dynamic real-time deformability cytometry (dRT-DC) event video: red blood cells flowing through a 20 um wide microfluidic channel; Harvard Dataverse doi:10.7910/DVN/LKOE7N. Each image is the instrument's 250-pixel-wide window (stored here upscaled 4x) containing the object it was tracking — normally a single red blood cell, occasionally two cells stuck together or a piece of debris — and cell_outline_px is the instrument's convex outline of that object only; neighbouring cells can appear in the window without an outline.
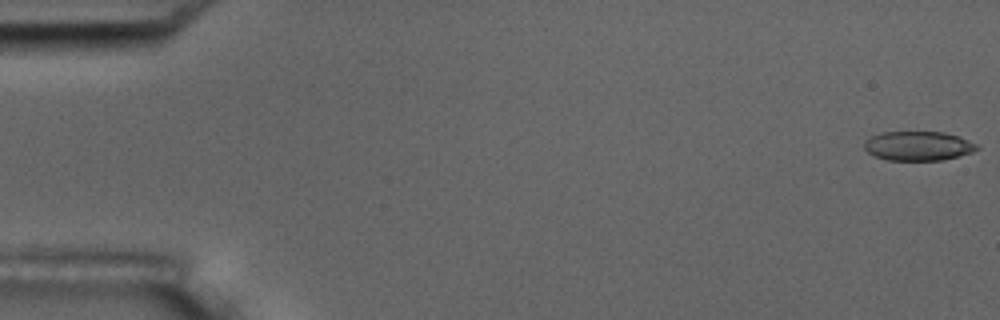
{"species": "common noctule bat (a hibernating species)", "species_latin": "Nyctalus noctula", "temperature_condition": "room temperature", "stored_images_in_passage": 6, "camera_frame_rate_fps": 3000, "um_per_image_px": 0.085, "animal": {"sex": "male", "body_mass_g": 17.5, "forearm_length_mm": 52.3}, "frame": {"image": 1, "passage_image": 1, "time_ms": 0.0, "image_size_px": [1000, 320], "cell_outline_px": [[980, 148], [972, 152], [944, 160], [888, 160], [876, 156], [868, 152], [864, 148], [864, 140], [880, 132], [944, 132], [960, 136], [976, 144]], "centroid_in_image_um": [78.05, 12.4], "position_along_channel_um": 7.0, "area_um2": 19.25}}